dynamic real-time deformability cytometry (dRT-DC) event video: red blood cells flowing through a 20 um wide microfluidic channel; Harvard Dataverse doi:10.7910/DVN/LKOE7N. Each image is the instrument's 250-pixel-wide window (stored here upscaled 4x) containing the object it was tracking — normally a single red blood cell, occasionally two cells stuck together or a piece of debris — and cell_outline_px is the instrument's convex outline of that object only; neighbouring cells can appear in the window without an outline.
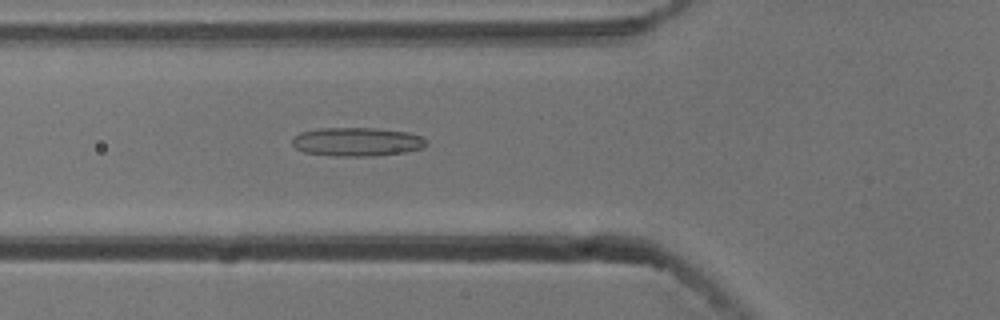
{"species": "common noctule bat (a hibernating species)", "species_latin": "Nyctalus noctula", "temperature_condition": "cold", "stored_images_in_passage": 54, "camera_frame_rate_fps": 3000, "um_per_image_px": 0.085, "animal": {"sex": "male", "body_mass_g": 13.3}, "frame": {"image": 1, "passage_image": 19, "time_ms": 6.0, "image_size_px": [1000, 320], "cell_outline_px": [[424, 144], [420, 148], [404, 152], [376, 156], [332, 156], [304, 152], [296, 148], [292, 144], [292, 136], [300, 132], [316, 128], [380, 128], [408, 132], [420, 136], [424, 140]], "centroid_in_image_um": [30.26, 12.04], "position_along_channel_um": 95.5, "area_um2": 22.48}}
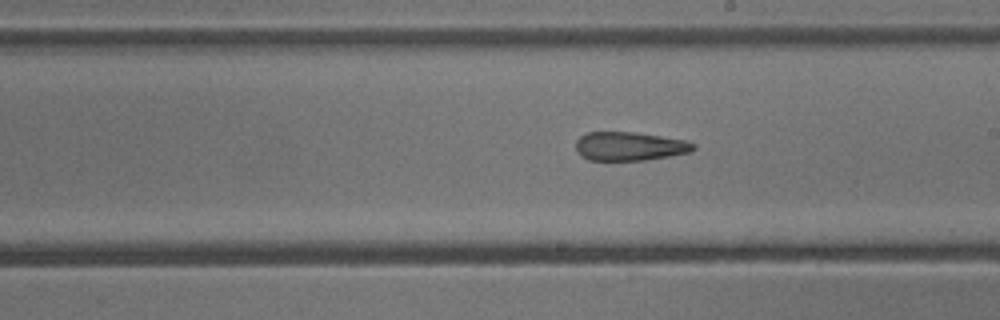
{"frame": {"image": 2, "passage_image": 30, "time_ms": 9.667, "image_size_px": [1000, 320], "cell_outline_px": [[696, 148], [692, 152], [644, 160], [588, 160], [580, 156], [576, 152], [576, 140], [580, 136], [588, 132], [632, 132], [688, 140], [696, 144]], "centroid_in_image_um": [53.52, 12.43], "position_along_channel_um": 235.5, "area_um2": 19.83}}
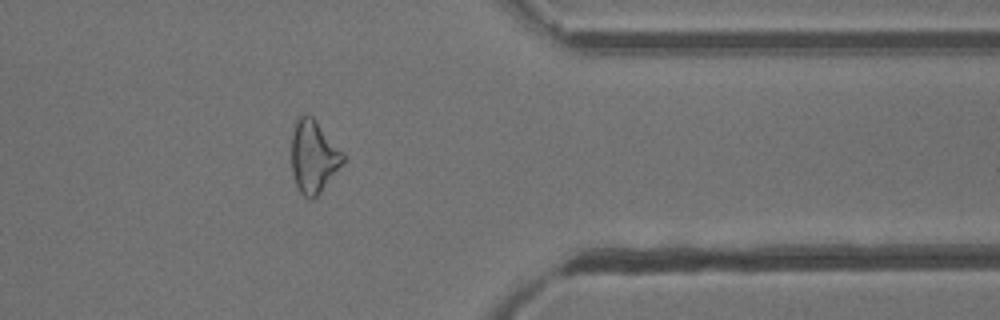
{"frame": {"image": 3, "passage_image": 43, "time_ms": 14.0, "image_size_px": [1000, 320], "cell_outline_px": [[344, 160], [320, 192], [312, 200], [308, 200], [300, 192], [296, 184], [292, 172], [292, 132], [296, 120], [304, 112], [308, 112], [316, 120], [344, 152]], "centroid_in_image_um": [26.63, 13.27], "position_along_channel_um": 384.8, "area_um2": 21.73}, "authors_computed_cell_mechanics": {"area_um2": 22.5709, "velocity_mm_per_s": 3.7933, "shape_relaxation_time_tau1_ms": null, "shape_relaxation_time_tau2_ms": 3.2901, "deformation_change_tau1": null, "deformation_change_tau2": 0.1328}}